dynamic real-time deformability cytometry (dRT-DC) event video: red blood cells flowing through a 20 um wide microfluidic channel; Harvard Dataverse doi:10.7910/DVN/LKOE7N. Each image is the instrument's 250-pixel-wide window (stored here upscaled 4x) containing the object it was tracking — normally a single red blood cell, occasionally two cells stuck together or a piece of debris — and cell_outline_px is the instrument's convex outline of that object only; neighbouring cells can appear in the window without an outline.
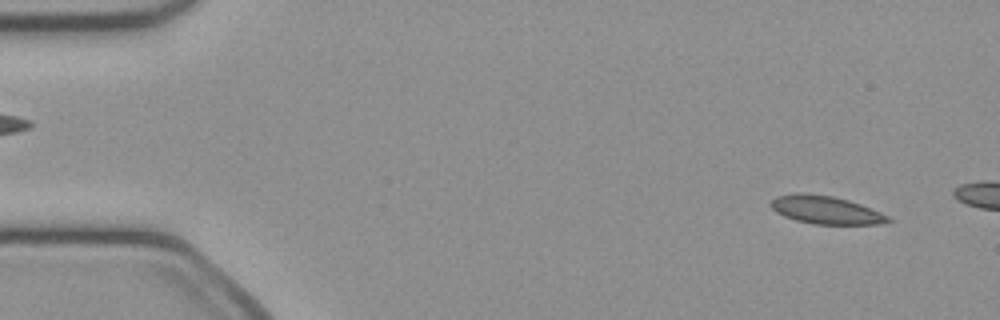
{"species": "common noctule bat (a hibernating species)", "species_latin": "Nyctalus noctula", "temperature_condition": "cold", "stored_images_in_passage": 8, "camera_frame_rate_fps": 3000, "um_per_image_px": 0.085, "animal": {"sex": "female", "body_mass_g": 21.9}, "frame": {"image": 1, "passage_image": 3, "time_ms": 0.667, "image_size_px": [1000, 320], "cell_outline_px": [[892, 220], [884, 224], [812, 224], [796, 220], [784, 216], [776, 212], [768, 204], [776, 196], [796, 192], [804, 192], [832, 196], [848, 200], [860, 204], [880, 212], [888, 216]], "centroid_in_image_um": [70.16, 17.84], "position_along_channel_um": 14.8, "area_um2": 19.25}}